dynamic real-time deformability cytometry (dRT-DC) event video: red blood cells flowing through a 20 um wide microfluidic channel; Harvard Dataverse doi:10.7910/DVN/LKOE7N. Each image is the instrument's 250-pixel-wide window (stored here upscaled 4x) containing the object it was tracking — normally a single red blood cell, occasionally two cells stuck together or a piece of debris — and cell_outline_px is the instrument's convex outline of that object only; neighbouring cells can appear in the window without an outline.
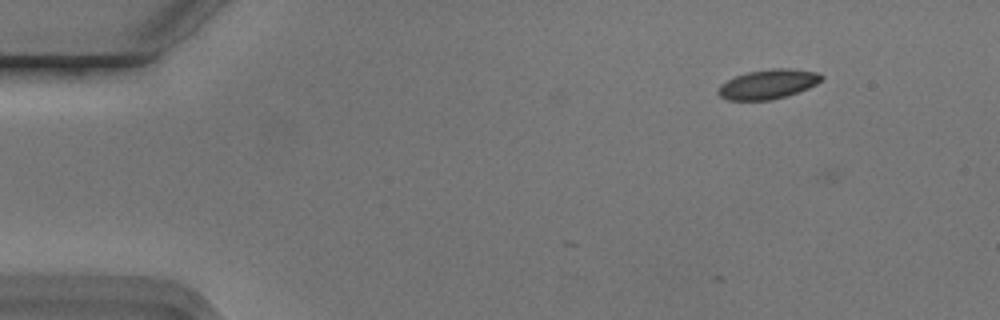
{"species": "Egyptian fruit bat (a non-hibernating species)", "species_latin": "Rousettus aegyptiacus", "temperature_condition": "cold", "stored_images_in_passage": 5, "camera_frame_rate_fps": 3000, "um_per_image_px": 0.085, "animal": {"sex": "male"}, "frame": {"image": 1, "passage_image": 2, "time_ms": 0.333, "image_size_px": [1000, 320], "cell_outline_px": [[824, 76], [816, 84], [808, 88], [772, 100], [728, 100], [720, 96], [716, 92], [720, 84], [736, 76], [748, 72], [772, 68], [788, 68], [816, 72]], "centroid_in_image_um": [65.25, 7.15], "position_along_channel_um": 19.7, "area_um2": 17.57}}
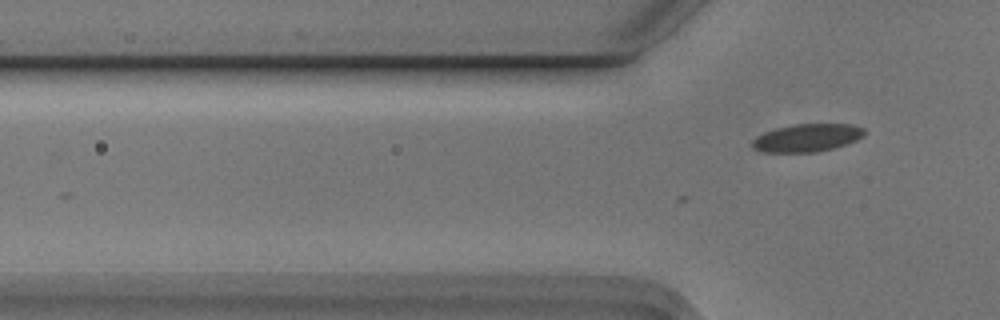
{"frame": {"image": 2, "passage_image": 5, "time_ms": 1.333, "image_size_px": [1000, 320], "cell_outline_px": [[864, 132], [856, 140], [832, 148], [812, 152], [764, 152], [752, 148], [752, 140], [756, 136], [764, 132], [776, 128], [796, 124], [852, 124], [864, 128]], "centroid_in_image_um": [68.54, 11.71], "position_along_channel_um": 57.3, "area_um2": 17.92}}